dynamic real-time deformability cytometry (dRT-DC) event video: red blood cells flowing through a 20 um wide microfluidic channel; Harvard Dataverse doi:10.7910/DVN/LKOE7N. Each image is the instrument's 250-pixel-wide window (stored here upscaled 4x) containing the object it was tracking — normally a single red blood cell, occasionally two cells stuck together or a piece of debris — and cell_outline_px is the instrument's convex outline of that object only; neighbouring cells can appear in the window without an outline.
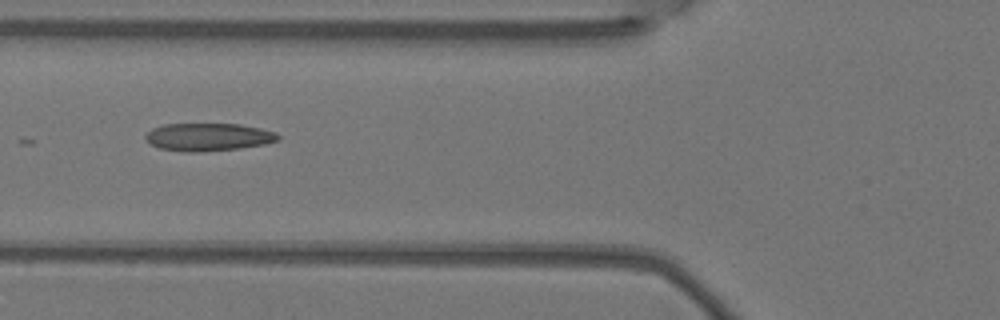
{"species": "Egyptian fruit bat (a non-hibernating species)", "species_latin": "Rousettus aegyptiacus", "temperature_condition": "warm", "stored_images_in_passage": 4, "camera_frame_rate_fps": 3000, "um_per_image_px": 0.085, "animal": {"sex": "female"}, "frame": {"image": 1, "passage_image": 4, "time_ms": 1.0, "image_size_px": [1000, 320], "cell_outline_px": [[280, 140], [264, 144], [240, 148], [200, 152], [184, 152], [160, 148], [144, 140], [144, 136], [152, 128], [164, 124], [240, 124], [260, 128], [276, 132], [280, 136]], "centroid_in_image_um": [17.7, 11.64], "position_along_channel_um": 108.1, "area_um2": 21.56}}